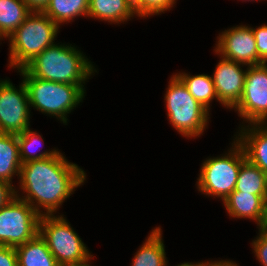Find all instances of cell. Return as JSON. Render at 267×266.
Wrapping results in <instances>:
<instances>
[{
    "label": "cell",
    "mask_w": 267,
    "mask_h": 266,
    "mask_svg": "<svg viewBox=\"0 0 267 266\" xmlns=\"http://www.w3.org/2000/svg\"><path fill=\"white\" fill-rule=\"evenodd\" d=\"M86 177V171L68 161L59 151L54 156L21 165L16 196L40 215H56L65 200L83 185ZM19 190L23 194L20 195Z\"/></svg>",
    "instance_id": "6da1fadb"
},
{
    "label": "cell",
    "mask_w": 267,
    "mask_h": 266,
    "mask_svg": "<svg viewBox=\"0 0 267 266\" xmlns=\"http://www.w3.org/2000/svg\"><path fill=\"white\" fill-rule=\"evenodd\" d=\"M24 69L33 77L73 85H85L91 76L98 73L77 46L62 42L47 47Z\"/></svg>",
    "instance_id": "7a4b0ae2"
},
{
    "label": "cell",
    "mask_w": 267,
    "mask_h": 266,
    "mask_svg": "<svg viewBox=\"0 0 267 266\" xmlns=\"http://www.w3.org/2000/svg\"><path fill=\"white\" fill-rule=\"evenodd\" d=\"M18 72L26 84L30 107L67 125L68 115L86 96L85 85L43 80L33 77L24 68Z\"/></svg>",
    "instance_id": "3957f363"
},
{
    "label": "cell",
    "mask_w": 267,
    "mask_h": 266,
    "mask_svg": "<svg viewBox=\"0 0 267 266\" xmlns=\"http://www.w3.org/2000/svg\"><path fill=\"white\" fill-rule=\"evenodd\" d=\"M60 27L43 12L32 11L10 35L9 68L23 69L47 47L54 45Z\"/></svg>",
    "instance_id": "277c9868"
},
{
    "label": "cell",
    "mask_w": 267,
    "mask_h": 266,
    "mask_svg": "<svg viewBox=\"0 0 267 266\" xmlns=\"http://www.w3.org/2000/svg\"><path fill=\"white\" fill-rule=\"evenodd\" d=\"M164 95L169 124L185 138L200 137L208 126L211 113L193 98L175 74Z\"/></svg>",
    "instance_id": "5b68a950"
},
{
    "label": "cell",
    "mask_w": 267,
    "mask_h": 266,
    "mask_svg": "<svg viewBox=\"0 0 267 266\" xmlns=\"http://www.w3.org/2000/svg\"><path fill=\"white\" fill-rule=\"evenodd\" d=\"M231 148L221 156L207 157L201 164L197 190L222 202L233 192L241 164L247 159L243 146L233 138Z\"/></svg>",
    "instance_id": "8992f818"
},
{
    "label": "cell",
    "mask_w": 267,
    "mask_h": 266,
    "mask_svg": "<svg viewBox=\"0 0 267 266\" xmlns=\"http://www.w3.org/2000/svg\"><path fill=\"white\" fill-rule=\"evenodd\" d=\"M39 234L60 266L79 263L92 256V252L62 214L41 215Z\"/></svg>",
    "instance_id": "52a82bcc"
},
{
    "label": "cell",
    "mask_w": 267,
    "mask_h": 266,
    "mask_svg": "<svg viewBox=\"0 0 267 266\" xmlns=\"http://www.w3.org/2000/svg\"><path fill=\"white\" fill-rule=\"evenodd\" d=\"M40 214L25 200L15 197L0 209V245L17 247L39 233Z\"/></svg>",
    "instance_id": "ba28073f"
},
{
    "label": "cell",
    "mask_w": 267,
    "mask_h": 266,
    "mask_svg": "<svg viewBox=\"0 0 267 266\" xmlns=\"http://www.w3.org/2000/svg\"><path fill=\"white\" fill-rule=\"evenodd\" d=\"M233 110L246 124H267V63L247 66L243 94Z\"/></svg>",
    "instance_id": "9c48e42d"
},
{
    "label": "cell",
    "mask_w": 267,
    "mask_h": 266,
    "mask_svg": "<svg viewBox=\"0 0 267 266\" xmlns=\"http://www.w3.org/2000/svg\"><path fill=\"white\" fill-rule=\"evenodd\" d=\"M30 102L23 79L19 88L10 79L0 80V133L21 134L30 128Z\"/></svg>",
    "instance_id": "30bf717a"
},
{
    "label": "cell",
    "mask_w": 267,
    "mask_h": 266,
    "mask_svg": "<svg viewBox=\"0 0 267 266\" xmlns=\"http://www.w3.org/2000/svg\"><path fill=\"white\" fill-rule=\"evenodd\" d=\"M214 52L218 56L247 66L259 65L256 40L251 26L237 25L225 29L216 38Z\"/></svg>",
    "instance_id": "8fae6325"
},
{
    "label": "cell",
    "mask_w": 267,
    "mask_h": 266,
    "mask_svg": "<svg viewBox=\"0 0 267 266\" xmlns=\"http://www.w3.org/2000/svg\"><path fill=\"white\" fill-rule=\"evenodd\" d=\"M212 80L218 101L223 107L232 110L239 102L244 90L246 69L244 65L219 56Z\"/></svg>",
    "instance_id": "7c38bea8"
},
{
    "label": "cell",
    "mask_w": 267,
    "mask_h": 266,
    "mask_svg": "<svg viewBox=\"0 0 267 266\" xmlns=\"http://www.w3.org/2000/svg\"><path fill=\"white\" fill-rule=\"evenodd\" d=\"M222 204L233 219H250L257 227L267 219V195L233 191Z\"/></svg>",
    "instance_id": "4fadbf2b"
},
{
    "label": "cell",
    "mask_w": 267,
    "mask_h": 266,
    "mask_svg": "<svg viewBox=\"0 0 267 266\" xmlns=\"http://www.w3.org/2000/svg\"><path fill=\"white\" fill-rule=\"evenodd\" d=\"M242 124L234 137L243 146L246 158L267 174V124Z\"/></svg>",
    "instance_id": "5bb4252c"
},
{
    "label": "cell",
    "mask_w": 267,
    "mask_h": 266,
    "mask_svg": "<svg viewBox=\"0 0 267 266\" xmlns=\"http://www.w3.org/2000/svg\"><path fill=\"white\" fill-rule=\"evenodd\" d=\"M135 16L132 0H89L88 18L124 24Z\"/></svg>",
    "instance_id": "9a60e30c"
},
{
    "label": "cell",
    "mask_w": 267,
    "mask_h": 266,
    "mask_svg": "<svg viewBox=\"0 0 267 266\" xmlns=\"http://www.w3.org/2000/svg\"><path fill=\"white\" fill-rule=\"evenodd\" d=\"M162 234L160 226L150 231L142 246L134 254L131 266H168Z\"/></svg>",
    "instance_id": "2e32d148"
},
{
    "label": "cell",
    "mask_w": 267,
    "mask_h": 266,
    "mask_svg": "<svg viewBox=\"0 0 267 266\" xmlns=\"http://www.w3.org/2000/svg\"><path fill=\"white\" fill-rule=\"evenodd\" d=\"M15 250L18 266H60L39 233Z\"/></svg>",
    "instance_id": "e0dca14e"
},
{
    "label": "cell",
    "mask_w": 267,
    "mask_h": 266,
    "mask_svg": "<svg viewBox=\"0 0 267 266\" xmlns=\"http://www.w3.org/2000/svg\"><path fill=\"white\" fill-rule=\"evenodd\" d=\"M21 165L17 135L0 133V179L13 184V177L19 179Z\"/></svg>",
    "instance_id": "ac0fdd59"
},
{
    "label": "cell",
    "mask_w": 267,
    "mask_h": 266,
    "mask_svg": "<svg viewBox=\"0 0 267 266\" xmlns=\"http://www.w3.org/2000/svg\"><path fill=\"white\" fill-rule=\"evenodd\" d=\"M89 0H49L42 11L59 27L78 17H88Z\"/></svg>",
    "instance_id": "d6986e66"
},
{
    "label": "cell",
    "mask_w": 267,
    "mask_h": 266,
    "mask_svg": "<svg viewBox=\"0 0 267 266\" xmlns=\"http://www.w3.org/2000/svg\"><path fill=\"white\" fill-rule=\"evenodd\" d=\"M187 87L193 98L210 112V103L215 99L218 102L214 82L208 74L192 75L185 72L174 73Z\"/></svg>",
    "instance_id": "ffe728a7"
},
{
    "label": "cell",
    "mask_w": 267,
    "mask_h": 266,
    "mask_svg": "<svg viewBox=\"0 0 267 266\" xmlns=\"http://www.w3.org/2000/svg\"><path fill=\"white\" fill-rule=\"evenodd\" d=\"M31 12L23 0H0V37L8 39Z\"/></svg>",
    "instance_id": "44dd1931"
},
{
    "label": "cell",
    "mask_w": 267,
    "mask_h": 266,
    "mask_svg": "<svg viewBox=\"0 0 267 266\" xmlns=\"http://www.w3.org/2000/svg\"><path fill=\"white\" fill-rule=\"evenodd\" d=\"M233 191L267 195V174L246 159L240 167L236 186Z\"/></svg>",
    "instance_id": "7402d4cb"
},
{
    "label": "cell",
    "mask_w": 267,
    "mask_h": 266,
    "mask_svg": "<svg viewBox=\"0 0 267 266\" xmlns=\"http://www.w3.org/2000/svg\"><path fill=\"white\" fill-rule=\"evenodd\" d=\"M17 139L19 142V152L22 164L33 160L45 159L54 156L59 152V150L55 148L51 150L46 149L44 152L41 151V153L39 152L37 154V151H40L37 147H41L40 144L42 145L44 138L41 134L36 131L34 132V130L32 131L30 128L26 129L23 133L18 134Z\"/></svg>",
    "instance_id": "603a6c76"
},
{
    "label": "cell",
    "mask_w": 267,
    "mask_h": 266,
    "mask_svg": "<svg viewBox=\"0 0 267 266\" xmlns=\"http://www.w3.org/2000/svg\"><path fill=\"white\" fill-rule=\"evenodd\" d=\"M177 0H132L137 17L146 18L161 15L172 10Z\"/></svg>",
    "instance_id": "cb8c5ba5"
},
{
    "label": "cell",
    "mask_w": 267,
    "mask_h": 266,
    "mask_svg": "<svg viewBox=\"0 0 267 266\" xmlns=\"http://www.w3.org/2000/svg\"><path fill=\"white\" fill-rule=\"evenodd\" d=\"M256 40L258 58L267 63V25L263 24L257 28L251 27Z\"/></svg>",
    "instance_id": "d4e9b609"
},
{
    "label": "cell",
    "mask_w": 267,
    "mask_h": 266,
    "mask_svg": "<svg viewBox=\"0 0 267 266\" xmlns=\"http://www.w3.org/2000/svg\"><path fill=\"white\" fill-rule=\"evenodd\" d=\"M252 240L251 246L256 260L262 266H267V241L259 234Z\"/></svg>",
    "instance_id": "484cf974"
},
{
    "label": "cell",
    "mask_w": 267,
    "mask_h": 266,
    "mask_svg": "<svg viewBox=\"0 0 267 266\" xmlns=\"http://www.w3.org/2000/svg\"><path fill=\"white\" fill-rule=\"evenodd\" d=\"M16 185L0 179V209L16 197Z\"/></svg>",
    "instance_id": "4316f807"
},
{
    "label": "cell",
    "mask_w": 267,
    "mask_h": 266,
    "mask_svg": "<svg viewBox=\"0 0 267 266\" xmlns=\"http://www.w3.org/2000/svg\"><path fill=\"white\" fill-rule=\"evenodd\" d=\"M0 266H18L15 247L0 245Z\"/></svg>",
    "instance_id": "83f0119b"
},
{
    "label": "cell",
    "mask_w": 267,
    "mask_h": 266,
    "mask_svg": "<svg viewBox=\"0 0 267 266\" xmlns=\"http://www.w3.org/2000/svg\"><path fill=\"white\" fill-rule=\"evenodd\" d=\"M191 266H239V264H237L236 262H234L233 260L231 261L230 259L229 260H215V261H208L207 262H191Z\"/></svg>",
    "instance_id": "f1b7e54d"
},
{
    "label": "cell",
    "mask_w": 267,
    "mask_h": 266,
    "mask_svg": "<svg viewBox=\"0 0 267 266\" xmlns=\"http://www.w3.org/2000/svg\"><path fill=\"white\" fill-rule=\"evenodd\" d=\"M27 7L34 12H42L49 0H23Z\"/></svg>",
    "instance_id": "f546056e"
},
{
    "label": "cell",
    "mask_w": 267,
    "mask_h": 266,
    "mask_svg": "<svg viewBox=\"0 0 267 266\" xmlns=\"http://www.w3.org/2000/svg\"><path fill=\"white\" fill-rule=\"evenodd\" d=\"M257 228L259 234L267 241V219Z\"/></svg>",
    "instance_id": "4dcf8cb0"
},
{
    "label": "cell",
    "mask_w": 267,
    "mask_h": 266,
    "mask_svg": "<svg viewBox=\"0 0 267 266\" xmlns=\"http://www.w3.org/2000/svg\"><path fill=\"white\" fill-rule=\"evenodd\" d=\"M94 255H92L91 257L87 258L85 261L79 262V263H70V264H66L63 266H91L90 265V261L93 259Z\"/></svg>",
    "instance_id": "1f68e13d"
},
{
    "label": "cell",
    "mask_w": 267,
    "mask_h": 266,
    "mask_svg": "<svg viewBox=\"0 0 267 266\" xmlns=\"http://www.w3.org/2000/svg\"><path fill=\"white\" fill-rule=\"evenodd\" d=\"M176 266H191V262L190 263L189 262H183V263L178 264Z\"/></svg>",
    "instance_id": "d6a6232c"
},
{
    "label": "cell",
    "mask_w": 267,
    "mask_h": 266,
    "mask_svg": "<svg viewBox=\"0 0 267 266\" xmlns=\"http://www.w3.org/2000/svg\"><path fill=\"white\" fill-rule=\"evenodd\" d=\"M241 1H245V2L246 1H248V2L250 1L251 2V1H261V0H241ZM264 1H266V0H264Z\"/></svg>",
    "instance_id": "836d02e7"
}]
</instances>
